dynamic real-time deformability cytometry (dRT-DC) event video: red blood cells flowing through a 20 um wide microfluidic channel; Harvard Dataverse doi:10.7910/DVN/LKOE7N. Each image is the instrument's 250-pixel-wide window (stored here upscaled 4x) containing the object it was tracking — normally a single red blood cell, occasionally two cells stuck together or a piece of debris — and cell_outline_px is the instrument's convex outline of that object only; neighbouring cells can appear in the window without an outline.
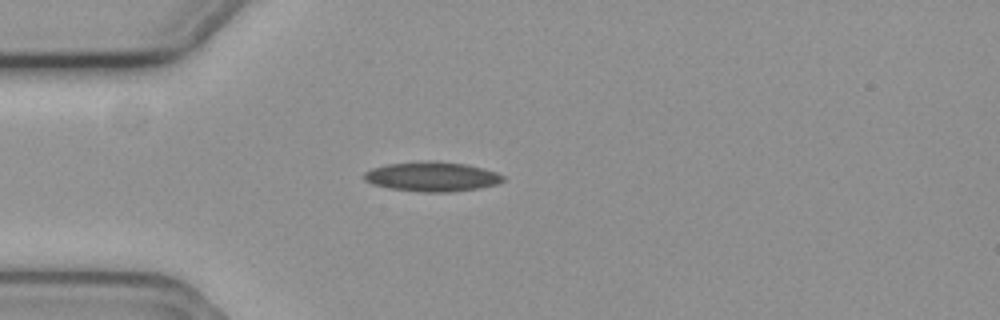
{"species": "common noctule bat (a hibernating species)", "species_latin": "Nyctalus noctula", "temperature_condition": "cold", "stored_images_in_passage": 3, "camera_frame_rate_fps": 3000, "um_per_image_px": 0.085, "animal": {"sex": "female", "body_mass_g": 19.3, "forearm_length_mm": 54.1}, "frame": {"image": 1, "passage_image": 3, "time_ms": 0.667, "image_size_px": [1000, 320], "cell_outline_px": [[504, 180], [496, 184], [480, 188], [452, 192], [420, 192], [388, 188], [372, 184], [364, 180], [364, 172], [372, 168], [388, 164], [428, 160], [432, 160], [468, 164], [484, 168], [496, 172], [504, 176]], "centroid_in_image_um": [36.73, 15.01], "position_along_channel_um": 48.3, "area_um2": 24.22}}